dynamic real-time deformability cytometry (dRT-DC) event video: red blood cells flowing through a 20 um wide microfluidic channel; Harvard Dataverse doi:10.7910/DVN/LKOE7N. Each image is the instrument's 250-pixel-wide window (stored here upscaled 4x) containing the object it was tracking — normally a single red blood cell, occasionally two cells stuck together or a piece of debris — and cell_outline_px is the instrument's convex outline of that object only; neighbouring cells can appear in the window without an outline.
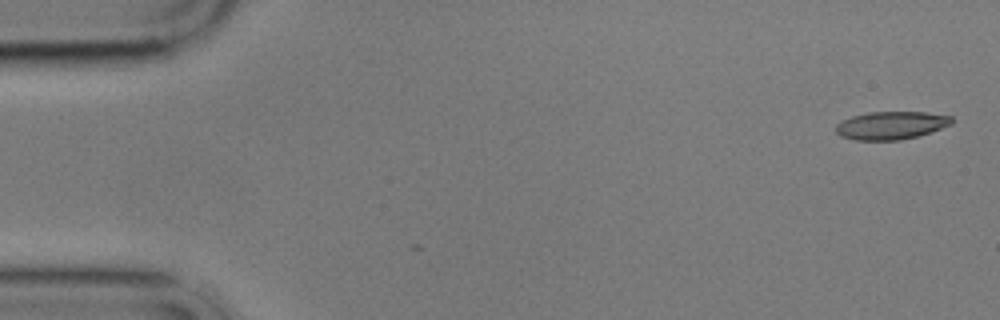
{"species": "common noctule bat (a hibernating species)", "species_latin": "Nyctalus noctula", "temperature_condition": "cold", "stored_images_in_passage": 2, "camera_frame_rate_fps": 3000, "um_per_image_px": 0.085, "animal": {"sex": "male", "body_mass_g": 17.9}, "frame": {"image": 1, "passage_image": 2, "time_ms": 1.0, "image_size_px": [1000, 320], "cell_outline_px": [[952, 124], [916, 136], [900, 140], [856, 140], [840, 136], [836, 132], [836, 124], [840, 120], [852, 116], [868, 112], [924, 112], [952, 116]], "centroid_in_image_um": [75.69, 10.65], "position_along_channel_um": 9.3, "area_um2": 18.79}}